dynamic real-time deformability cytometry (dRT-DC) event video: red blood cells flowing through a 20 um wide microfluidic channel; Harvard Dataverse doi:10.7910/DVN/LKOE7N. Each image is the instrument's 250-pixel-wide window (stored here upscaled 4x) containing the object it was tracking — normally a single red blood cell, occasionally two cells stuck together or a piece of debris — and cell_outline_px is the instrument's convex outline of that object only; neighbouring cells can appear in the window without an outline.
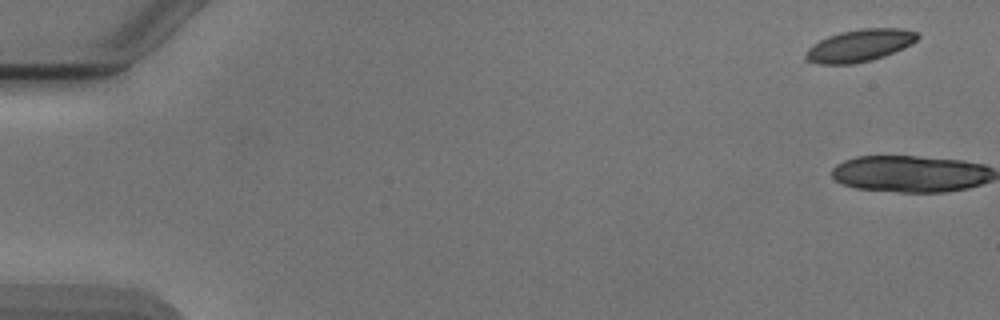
{"species": "Egyptian fruit bat (a non-hibernating species)", "species_latin": "Rousettus aegyptiacus", "temperature_condition": "cold", "stored_images_in_passage": 5, "camera_frame_rate_fps": 3000, "um_per_image_px": 0.085, "animal": {"sex": "male"}, "frame": {"image": 1, "passage_image": 1, "time_ms": 0.0, "image_size_px": [1000, 320], "cell_outline_px": [[920, 36], [916, 40], [904, 48], [884, 56], [872, 60], [852, 64], [820, 64], [804, 60], [804, 56], [808, 48], [812, 44], [828, 36], [840, 32], [864, 28], [900, 28], [916, 32]], "centroid_in_image_um": [73.04, 3.87], "position_along_channel_um": 12.0, "area_um2": 21.04}}